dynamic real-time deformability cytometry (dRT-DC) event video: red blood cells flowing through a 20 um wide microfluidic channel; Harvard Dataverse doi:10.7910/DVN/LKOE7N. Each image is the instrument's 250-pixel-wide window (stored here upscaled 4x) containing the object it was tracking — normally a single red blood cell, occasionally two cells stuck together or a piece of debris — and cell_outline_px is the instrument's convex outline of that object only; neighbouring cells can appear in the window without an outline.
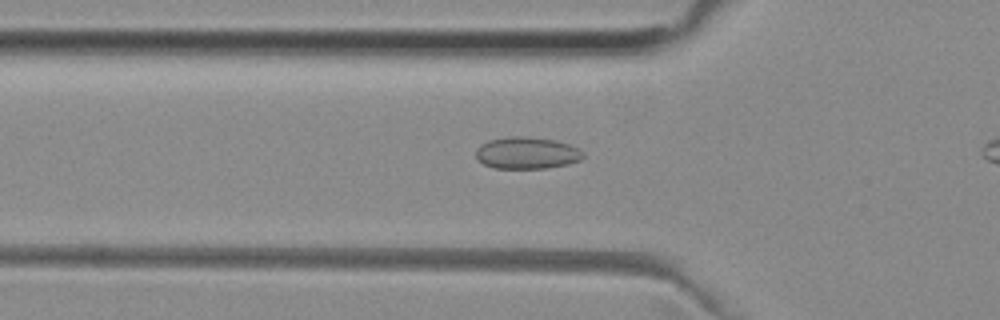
{"species": "common noctule bat (a hibernating species)", "species_latin": "Nyctalus noctula", "temperature_condition": "room temperature", "stored_images_in_passage": 40, "camera_frame_rate_fps": 3000, "um_per_image_px": 0.085, "animal": {"sex": "female", "body_mass_g": 29.2, "forearm_length_mm": 56.3}, "frame": {"image": 1, "passage_image": 15, "time_ms": 4.667, "image_size_px": [1000, 320], "cell_outline_px": [[584, 156], [580, 160], [568, 164], [544, 168], [496, 168], [484, 164], [476, 156], [476, 152], [480, 144], [488, 140], [508, 136], [524, 136], [552, 140], [568, 144], [584, 152]], "centroid_in_image_um": [44.77, 13.0], "position_along_channel_um": 81.0, "area_um2": 19.71}}
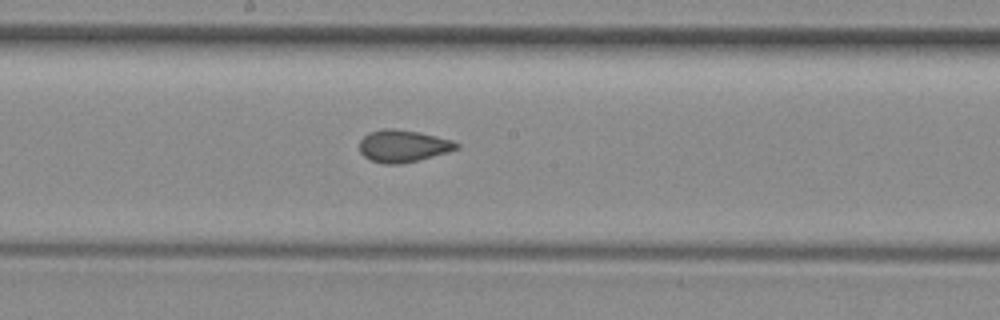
{"frame": {"image": 2, "passage_image": 25, "time_ms": 8.0, "image_size_px": [1000, 320], "cell_outline_px": [[460, 148], [448, 152], [400, 164], [384, 164], [372, 160], [364, 156], [360, 152], [360, 140], [368, 132], [384, 128], [392, 128], [416, 132], [436, 136], [452, 140], [460, 144]], "centroid_in_image_um": [34.25, 12.4], "position_along_channel_um": 213.9, "area_um2": 18.03}}
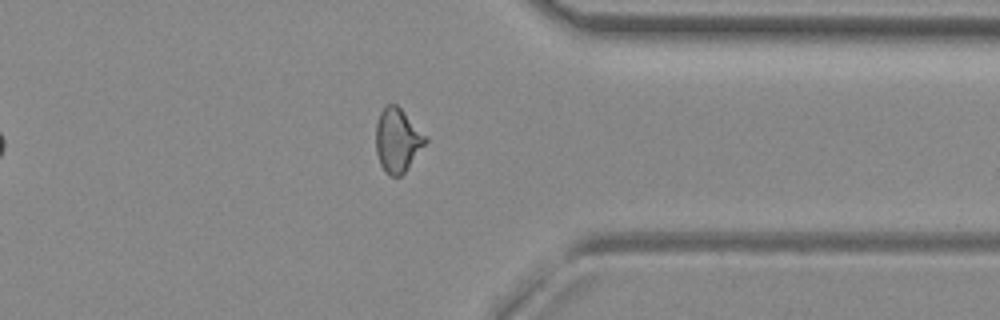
{"frame": {"image": 3, "passage_image": 38, "time_ms": 12.333, "image_size_px": [1000, 320], "cell_outline_px": [[428, 140], [404, 172], [400, 176], [388, 176], [384, 172], [380, 164], [376, 152], [376, 124], [380, 112], [388, 104], [396, 104], [428, 136]], "centroid_in_image_um": [33.78, 11.92], "position_along_channel_um": 377.6, "area_um2": 18.38}}